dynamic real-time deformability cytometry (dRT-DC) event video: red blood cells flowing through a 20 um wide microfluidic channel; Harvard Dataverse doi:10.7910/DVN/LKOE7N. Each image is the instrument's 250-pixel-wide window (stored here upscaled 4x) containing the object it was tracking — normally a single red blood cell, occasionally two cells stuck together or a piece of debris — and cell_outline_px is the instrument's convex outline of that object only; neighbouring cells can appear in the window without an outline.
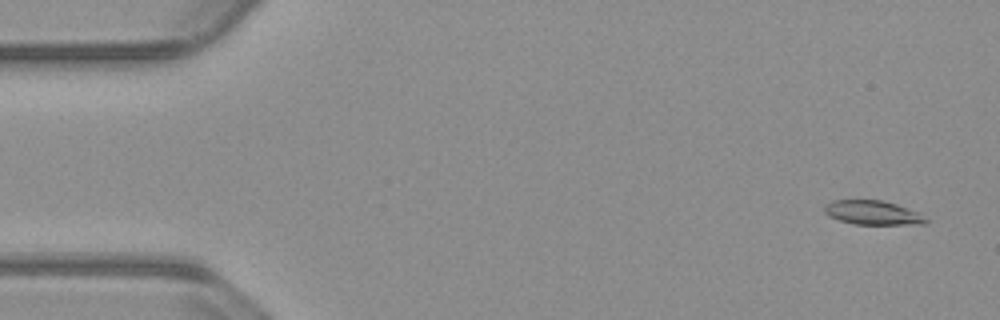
{"species": "common noctule bat (a hibernating species)", "species_latin": "Nyctalus noctula", "temperature_condition": "warm", "stored_images_in_passage": 52, "camera_frame_rate_fps": 3000, "um_per_image_px": 0.085, "animal": {"sex": "male", "body_mass_g": 23.1, "forearm_length_mm": 52.7}, "frame": {"image": 1, "passage_image": 1, "time_ms": 0.0, "image_size_px": [1000, 320], "cell_outline_px": [[928, 220], [924, 224], [856, 224], [840, 220], [828, 216], [824, 212], [824, 204], [832, 200], [884, 200], [920, 212]], "centroid_in_image_um": [74.17, 18.06], "position_along_channel_um": 10.8, "area_um2": 14.33}}
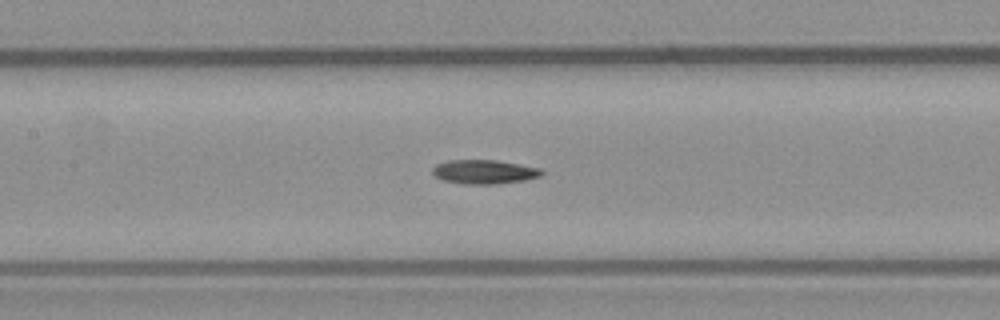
{"frame": {"image": 2, "passage_image": 23, "time_ms": 7.333, "image_size_px": [1000, 320], "cell_outline_px": [[544, 172], [540, 176], [524, 180], [496, 184], [464, 184], [444, 180], [436, 176], [432, 172], [432, 168], [436, 164], [448, 160], [496, 160], [540, 168]], "centroid_in_image_um": [41.15, 14.6], "position_along_channel_um": 166.3, "area_um2": 15.2}}
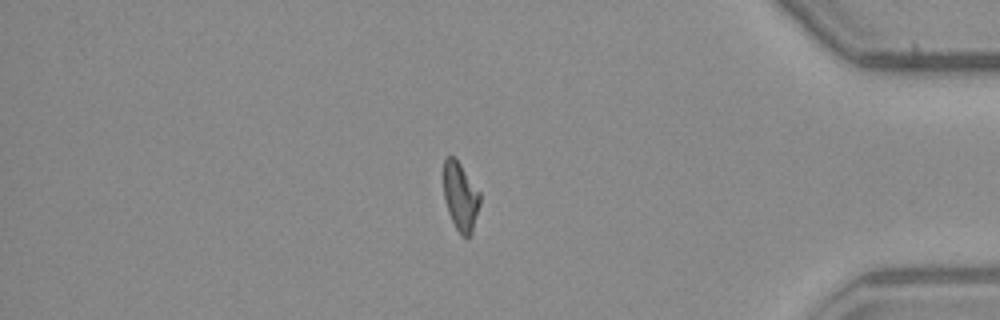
{"frame": {"image": 3, "passage_image": 44, "time_ms": 14.333, "image_size_px": [1000, 320], "cell_outline_px": [[480, 204], [472, 236], [460, 236], [448, 212], [444, 200], [444, 160], [448, 156], [452, 156], [460, 164], [480, 192]], "centroid_in_image_um": [39.15, 16.76], "position_along_channel_um": 396.0, "area_um2": 14.51}, "authors_computed_cell_mechanics": {"area_um2": 15.0858, "velocity_mm_per_s": 3.8147, "shape_relaxation_time_tau1_ms": 4.1108, "shape_relaxation_time_tau2_ms": 4.8421, "deformation_change_tau1": 0.1593, "deformation_change_tau2": 0.1221}}